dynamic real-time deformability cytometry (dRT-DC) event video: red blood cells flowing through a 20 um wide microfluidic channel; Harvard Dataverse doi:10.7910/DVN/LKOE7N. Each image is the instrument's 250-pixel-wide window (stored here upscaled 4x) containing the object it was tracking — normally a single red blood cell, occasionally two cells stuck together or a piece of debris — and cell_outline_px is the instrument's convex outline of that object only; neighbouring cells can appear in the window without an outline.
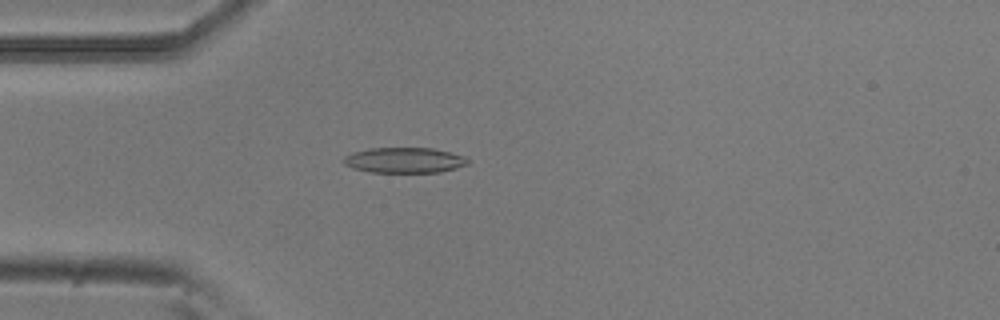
{"species": "common noctule bat (a hibernating species)", "species_latin": "Nyctalus noctula", "temperature_condition": "room temperature", "stored_images_in_passage": 4, "camera_frame_rate_fps": 3000, "um_per_image_px": 0.085, "animal": {"sex": "male", "body_mass_g": 20.5, "forearm_length_mm": 52.5}, "frame": {"image": 1, "passage_image": 4, "time_ms": 1.0, "image_size_px": [1000, 320], "cell_outline_px": [[468, 164], [456, 168], [440, 172], [372, 172], [352, 168], [344, 164], [344, 156], [352, 152], [372, 148], [432, 148], [464, 156], [468, 160]], "centroid_in_image_um": [34.36, 13.62], "position_along_channel_um": 50.6, "area_um2": 18.26}}